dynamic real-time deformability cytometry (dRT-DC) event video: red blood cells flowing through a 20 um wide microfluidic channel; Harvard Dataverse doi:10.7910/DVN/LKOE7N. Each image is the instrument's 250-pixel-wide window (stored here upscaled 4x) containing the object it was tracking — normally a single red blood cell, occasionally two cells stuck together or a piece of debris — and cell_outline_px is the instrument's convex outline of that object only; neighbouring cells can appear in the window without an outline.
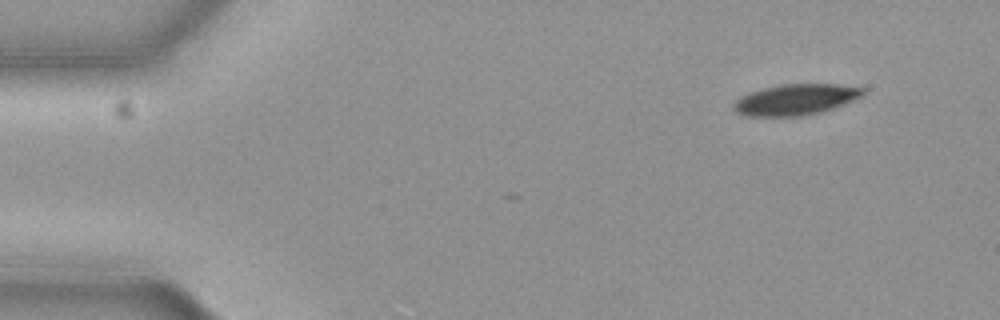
{"species": "common noctule bat (a hibernating species)", "species_latin": "Nyctalus noctula", "temperature_condition": "cold", "stored_images_in_passage": 52, "camera_frame_rate_fps": 3000, "um_per_image_px": 0.085, "animal": {"sex": "female", "body_mass_g": 19.3, "forearm_length_mm": 54.1}, "frame": {"image": 1, "passage_image": 1, "time_ms": 0.0, "image_size_px": [1000, 320], "cell_outline_px": [[864, 92], [860, 96], [844, 104], [820, 112], [804, 116], [744, 116], [736, 112], [732, 108], [732, 104], [740, 96], [764, 88], [780, 84], [836, 84], [864, 88]], "centroid_in_image_um": [67.57, 8.47], "position_along_channel_um": 17.4, "area_um2": 23.18}}
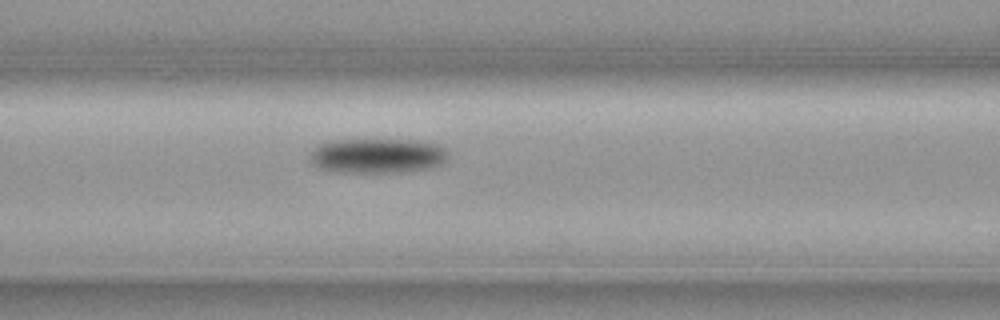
{"frame": {"image": 2, "passage_image": 19, "time_ms": 6.0, "image_size_px": [1000, 320], "cell_outline_px": [[448, 156], [440, 164], [424, 168], [400, 172], [340, 172], [320, 168], [312, 164], [308, 160], [308, 156], [312, 148], [328, 140], [420, 140], [436, 144], [444, 148], [448, 152]], "centroid_in_image_um": [32.0, 13.22], "position_along_channel_um": 134.6, "area_um2": 28.03}}
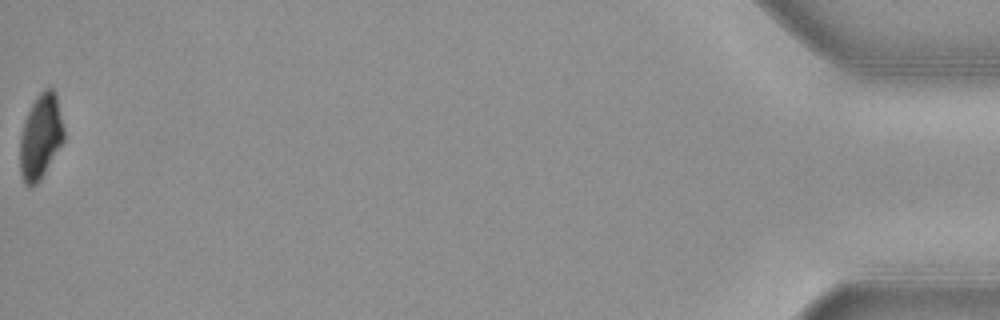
{"frame": {"image": 3, "passage_image": 52, "time_ms": 17.0, "image_size_px": [1000, 320], "cell_outline_px": [[64, 140], [40, 180], [36, 184], [28, 188], [24, 184], [20, 172], [20, 136], [28, 112], [36, 96], [44, 88], [52, 88], [56, 92], [64, 128]], "centroid_in_image_um": [3.45, 11.62], "position_along_channel_um": 431.7, "area_um2": 21.73}, "authors_computed_cell_mechanics": {"area_um2": 25.6632, "velocity_mm_per_s": 3.6696, "shape_relaxation_time_tau1_ms": 2.0196, "shape_relaxation_time_tau2_ms": null, "deformation_change_tau1": 0.109, "deformation_change_tau2": null}}